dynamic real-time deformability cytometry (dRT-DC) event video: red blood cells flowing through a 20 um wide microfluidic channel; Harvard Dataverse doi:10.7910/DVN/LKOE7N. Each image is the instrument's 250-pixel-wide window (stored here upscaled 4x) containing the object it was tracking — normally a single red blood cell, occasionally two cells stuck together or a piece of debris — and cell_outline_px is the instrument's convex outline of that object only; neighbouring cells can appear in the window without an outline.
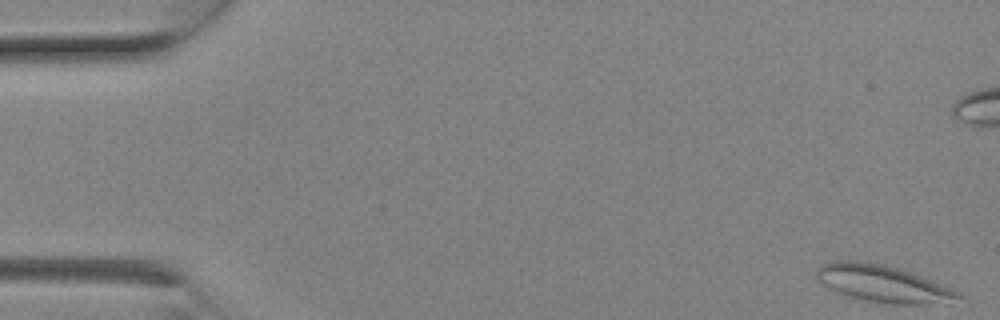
{"species": "Egyptian fruit bat (a non-hibernating species)", "species_latin": "Rousettus aegyptiacus", "temperature_condition": "room temperature", "stored_images_in_passage": 9, "camera_frame_rate_fps": 3000, "um_per_image_px": 0.085, "animal": {"sex": "female"}, "frame": {"image": 1, "passage_image": 1, "time_ms": 0.0, "image_size_px": [1000, 320], "cell_outline_px": [[964, 296], [948, 304], [892, 304], [868, 300], [836, 292], [816, 280], [816, 272], [820, 264], [832, 260], [864, 260], [884, 264], [920, 276], [952, 288], [960, 292]], "centroid_in_image_um": [75.05, 24.1], "position_along_channel_um": 10.0, "area_um2": 30.69}}